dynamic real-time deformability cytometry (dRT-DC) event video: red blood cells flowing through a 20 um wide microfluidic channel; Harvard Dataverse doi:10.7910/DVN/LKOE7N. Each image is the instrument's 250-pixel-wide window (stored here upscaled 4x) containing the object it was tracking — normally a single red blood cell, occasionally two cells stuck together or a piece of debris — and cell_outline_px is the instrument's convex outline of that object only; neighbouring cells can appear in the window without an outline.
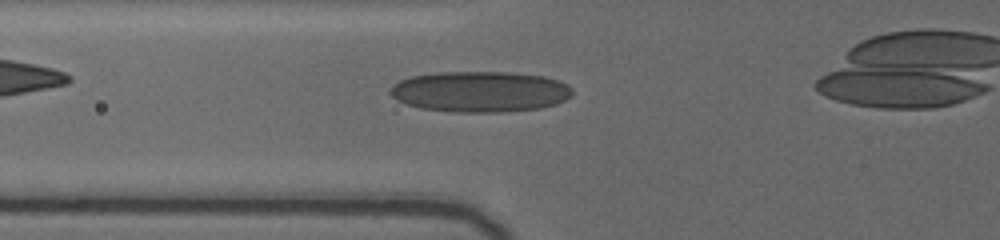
{"species": "human", "species_latin": "Homo sapiens", "temperature_condition": "cold", "stored_images_in_passage": 4, "camera_frame_rate_fps": 3000, "um_per_image_px": 0.085, "donor": {"sex": "female"}, "frame": {"image": 1, "passage_image": 3, "time_ms": 2.333, "image_size_px": [1000, 240], "cell_outline_px": [[572, 96], [556, 104], [540, 108], [504, 112], [456, 112], [420, 108], [396, 100], [388, 92], [400, 80], [412, 76], [436, 72], [512, 72], [544, 76], [560, 80], [568, 84], [572, 88]], "centroid_in_image_um": [40.85, 7.78], "position_along_channel_um": 85.0, "area_um2": 43.52}}